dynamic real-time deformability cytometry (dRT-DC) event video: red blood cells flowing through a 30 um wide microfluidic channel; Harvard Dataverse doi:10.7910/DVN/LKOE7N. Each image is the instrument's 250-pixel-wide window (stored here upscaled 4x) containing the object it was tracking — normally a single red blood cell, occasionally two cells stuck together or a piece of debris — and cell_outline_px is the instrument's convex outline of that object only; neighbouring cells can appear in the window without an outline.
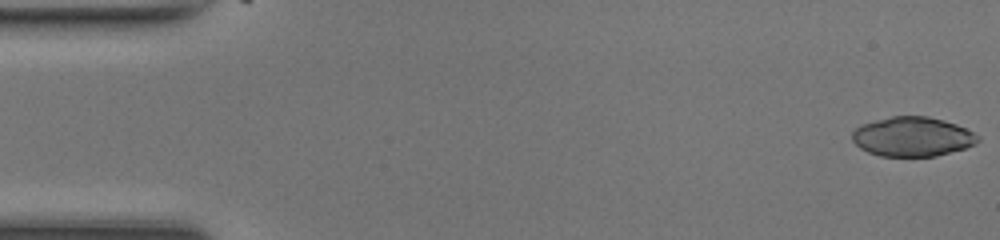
{"species": "common noctule bat (a hibernating species)", "species_latin": "Nyctalus noctula", "temperature_condition": "room temperature", "stored_images_in_passage": 46, "camera_frame_rate_fps": 3000, "um_per_image_px": 0.085, "animal": {"sex": "female", "body_mass_g": 17.0, "forearm_length_mm": 48.0}, "frame": {"image": 1, "passage_image": 1, "time_ms": 0.0, "image_size_px": [1000, 240], "cell_outline_px": [[980, 140], [976, 144], [964, 148], [936, 156], [880, 156], [868, 152], [860, 148], [852, 140], [852, 132], [856, 128], [864, 124], [876, 120], [892, 116], [928, 116], [944, 120], [956, 124], [980, 136]], "centroid_in_image_um": [77.57, 11.62], "position_along_channel_um": 7.4, "area_um2": 28.78}}